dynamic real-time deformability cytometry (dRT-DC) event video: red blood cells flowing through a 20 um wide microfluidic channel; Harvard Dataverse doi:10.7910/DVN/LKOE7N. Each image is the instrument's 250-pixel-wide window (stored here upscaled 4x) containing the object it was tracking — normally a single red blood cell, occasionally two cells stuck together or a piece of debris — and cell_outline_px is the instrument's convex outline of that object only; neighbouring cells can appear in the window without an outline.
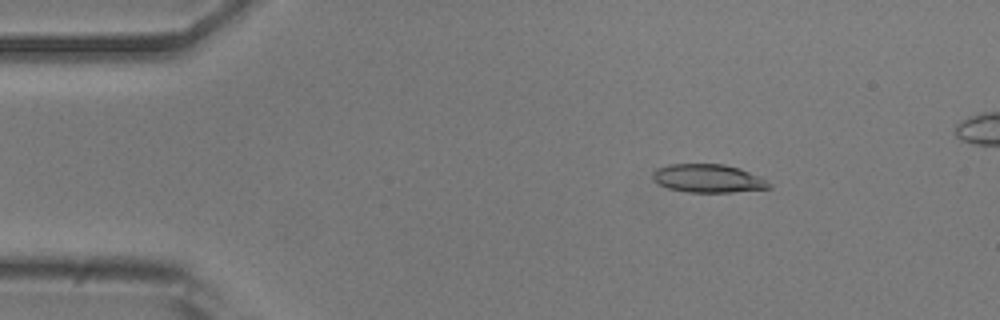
{"species": "common noctule bat (a hibernating species)", "species_latin": "Nyctalus noctula", "temperature_condition": "room temperature", "stored_images_in_passage": 50, "camera_frame_rate_fps": 3000, "um_per_image_px": 0.085, "animal": {"sex": "male", "body_mass_g": 20.5, "forearm_length_mm": 52.5}, "frame": {"image": 1, "passage_image": 8, "time_ms": 2.333, "image_size_px": [1000, 320], "cell_outline_px": [[772, 188], [732, 192], [688, 192], [668, 188], [652, 180], [652, 172], [656, 168], [668, 164], [724, 164], [740, 168], [772, 184]], "centroid_in_image_um": [60.14, 15.16], "position_along_channel_um": 24.9, "area_um2": 19.13}}
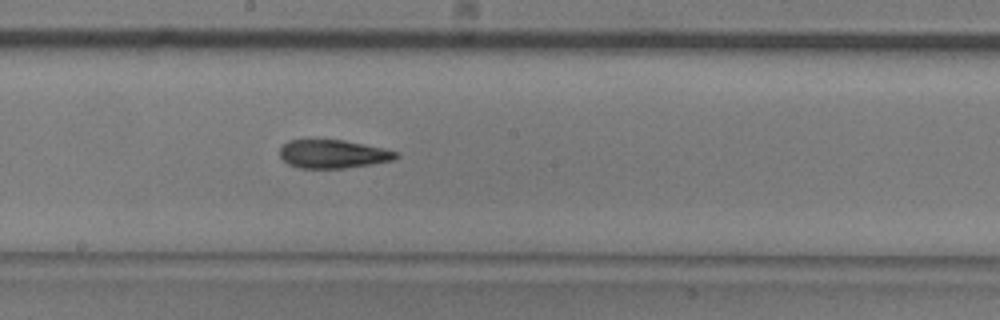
{"frame": {"image": 2, "passage_image": 28, "time_ms": 9.0, "image_size_px": [1000, 320], "cell_outline_px": [[400, 156], [392, 160], [372, 164], [344, 168], [300, 168], [288, 164], [280, 156], [280, 148], [288, 140], [344, 140], [384, 148], [400, 152]], "centroid_in_image_um": [28.34, 13.09], "position_along_channel_um": 219.9, "area_um2": 19.25}}
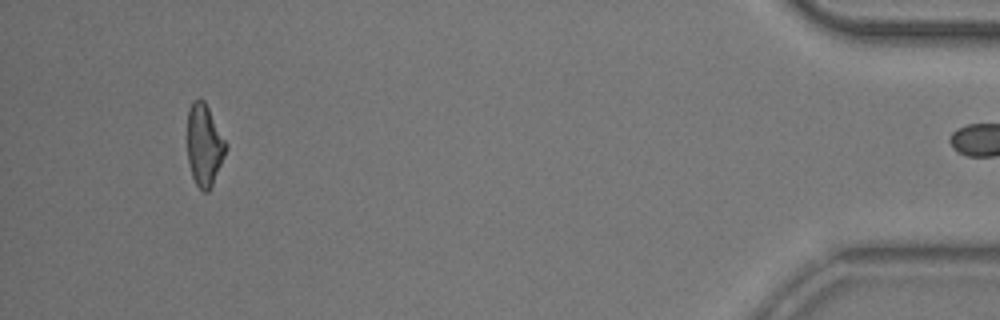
{"frame": {"image": 3, "passage_image": 49, "time_ms": 16.0, "image_size_px": [1000, 320], "cell_outline_px": [[228, 148], [212, 184], [208, 192], [204, 192], [196, 184], [192, 176], [188, 160], [188, 108], [192, 100], [204, 100], [228, 144]], "centroid_in_image_um": [17.37, 12.31], "position_along_channel_um": 417.8, "area_um2": 18.26}}